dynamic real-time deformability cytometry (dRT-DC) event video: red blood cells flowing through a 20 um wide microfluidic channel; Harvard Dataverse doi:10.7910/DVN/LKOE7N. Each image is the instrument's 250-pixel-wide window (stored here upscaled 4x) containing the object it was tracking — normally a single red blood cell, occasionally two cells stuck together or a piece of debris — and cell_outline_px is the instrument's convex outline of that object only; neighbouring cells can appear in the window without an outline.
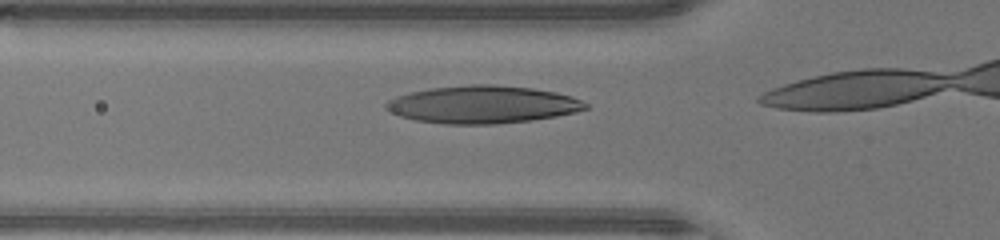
{"species": "human", "species_latin": "Homo sapiens", "temperature_condition": "warm", "stored_images_in_passage": 8, "camera_frame_rate_fps": 3000, "um_per_image_px": 0.085, "donor": {"sex": "male"}, "frame": {"image": 1, "passage_image": 6, "time_ms": 1.667, "image_size_px": [1000, 240], "cell_outline_px": [[588, 108], [576, 112], [556, 116], [532, 120], [496, 124], [444, 124], [416, 120], [400, 116], [384, 108], [384, 104], [388, 100], [396, 96], [408, 92], [432, 88], [472, 84], [492, 84], [532, 88], [556, 92], [572, 96], [588, 104]], "centroid_in_image_um": [41.01, 8.88], "position_along_channel_um": 84.8, "area_um2": 43.81}}